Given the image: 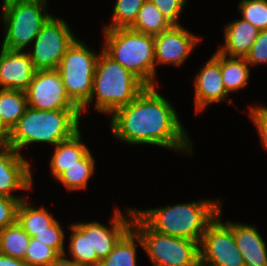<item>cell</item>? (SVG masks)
Listing matches in <instances>:
<instances>
[{
	"label": "cell",
	"instance_id": "1",
	"mask_svg": "<svg viewBox=\"0 0 267 266\" xmlns=\"http://www.w3.org/2000/svg\"><path fill=\"white\" fill-rule=\"evenodd\" d=\"M155 87L147 86L132 102L111 114V132L131 145H157L192 154V141L174 106Z\"/></svg>",
	"mask_w": 267,
	"mask_h": 266
},
{
	"label": "cell",
	"instance_id": "2",
	"mask_svg": "<svg viewBox=\"0 0 267 266\" xmlns=\"http://www.w3.org/2000/svg\"><path fill=\"white\" fill-rule=\"evenodd\" d=\"M221 199L179 203L162 208L135 210V213L160 234L200 243L208 225L218 216Z\"/></svg>",
	"mask_w": 267,
	"mask_h": 266
},
{
	"label": "cell",
	"instance_id": "3",
	"mask_svg": "<svg viewBox=\"0 0 267 266\" xmlns=\"http://www.w3.org/2000/svg\"><path fill=\"white\" fill-rule=\"evenodd\" d=\"M80 110H37L27 108L24 115L9 131L8 145L20 153L34 143H58L80 131Z\"/></svg>",
	"mask_w": 267,
	"mask_h": 266
},
{
	"label": "cell",
	"instance_id": "4",
	"mask_svg": "<svg viewBox=\"0 0 267 266\" xmlns=\"http://www.w3.org/2000/svg\"><path fill=\"white\" fill-rule=\"evenodd\" d=\"M146 87L102 50L95 67L90 99L80 108V112L83 114L95 99L96 110L111 115L116 109L132 102Z\"/></svg>",
	"mask_w": 267,
	"mask_h": 266
},
{
	"label": "cell",
	"instance_id": "5",
	"mask_svg": "<svg viewBox=\"0 0 267 266\" xmlns=\"http://www.w3.org/2000/svg\"><path fill=\"white\" fill-rule=\"evenodd\" d=\"M106 41L102 50L121 64L146 86H155V42L154 36L130 28L103 29Z\"/></svg>",
	"mask_w": 267,
	"mask_h": 266
},
{
	"label": "cell",
	"instance_id": "6",
	"mask_svg": "<svg viewBox=\"0 0 267 266\" xmlns=\"http://www.w3.org/2000/svg\"><path fill=\"white\" fill-rule=\"evenodd\" d=\"M46 5L47 0H3L1 17L5 36L1 47L23 51L33 43L52 16L46 11Z\"/></svg>",
	"mask_w": 267,
	"mask_h": 266
},
{
	"label": "cell",
	"instance_id": "7",
	"mask_svg": "<svg viewBox=\"0 0 267 266\" xmlns=\"http://www.w3.org/2000/svg\"><path fill=\"white\" fill-rule=\"evenodd\" d=\"M132 229L153 266H200L197 242L153 231L136 213Z\"/></svg>",
	"mask_w": 267,
	"mask_h": 266
},
{
	"label": "cell",
	"instance_id": "8",
	"mask_svg": "<svg viewBox=\"0 0 267 266\" xmlns=\"http://www.w3.org/2000/svg\"><path fill=\"white\" fill-rule=\"evenodd\" d=\"M98 57L95 51L77 38L56 69L67 96L79 109L90 99Z\"/></svg>",
	"mask_w": 267,
	"mask_h": 266
},
{
	"label": "cell",
	"instance_id": "9",
	"mask_svg": "<svg viewBox=\"0 0 267 266\" xmlns=\"http://www.w3.org/2000/svg\"><path fill=\"white\" fill-rule=\"evenodd\" d=\"M76 39L64 19L51 16L34 39L33 51L27 53L36 70H56Z\"/></svg>",
	"mask_w": 267,
	"mask_h": 266
},
{
	"label": "cell",
	"instance_id": "10",
	"mask_svg": "<svg viewBox=\"0 0 267 266\" xmlns=\"http://www.w3.org/2000/svg\"><path fill=\"white\" fill-rule=\"evenodd\" d=\"M218 216L208 225L199 243L200 266H245L232 229Z\"/></svg>",
	"mask_w": 267,
	"mask_h": 266
},
{
	"label": "cell",
	"instance_id": "11",
	"mask_svg": "<svg viewBox=\"0 0 267 266\" xmlns=\"http://www.w3.org/2000/svg\"><path fill=\"white\" fill-rule=\"evenodd\" d=\"M28 107L37 110H80L67 96L57 70H36L25 91Z\"/></svg>",
	"mask_w": 267,
	"mask_h": 266
},
{
	"label": "cell",
	"instance_id": "12",
	"mask_svg": "<svg viewBox=\"0 0 267 266\" xmlns=\"http://www.w3.org/2000/svg\"><path fill=\"white\" fill-rule=\"evenodd\" d=\"M200 39L182 25H173L168 30L154 36L155 68L158 64L182 65Z\"/></svg>",
	"mask_w": 267,
	"mask_h": 266
},
{
	"label": "cell",
	"instance_id": "13",
	"mask_svg": "<svg viewBox=\"0 0 267 266\" xmlns=\"http://www.w3.org/2000/svg\"><path fill=\"white\" fill-rule=\"evenodd\" d=\"M30 163L21 153L12 147L0 146V195L18 200L25 199L24 196H15V190L32 189V173Z\"/></svg>",
	"mask_w": 267,
	"mask_h": 266
},
{
	"label": "cell",
	"instance_id": "14",
	"mask_svg": "<svg viewBox=\"0 0 267 266\" xmlns=\"http://www.w3.org/2000/svg\"><path fill=\"white\" fill-rule=\"evenodd\" d=\"M194 104L196 114L207 106L221 101H227L229 95L222 82L220 53L216 51L204 64L194 78Z\"/></svg>",
	"mask_w": 267,
	"mask_h": 266
},
{
	"label": "cell",
	"instance_id": "15",
	"mask_svg": "<svg viewBox=\"0 0 267 266\" xmlns=\"http://www.w3.org/2000/svg\"><path fill=\"white\" fill-rule=\"evenodd\" d=\"M36 68L24 50L0 51V88L26 91L33 80Z\"/></svg>",
	"mask_w": 267,
	"mask_h": 266
},
{
	"label": "cell",
	"instance_id": "16",
	"mask_svg": "<svg viewBox=\"0 0 267 266\" xmlns=\"http://www.w3.org/2000/svg\"><path fill=\"white\" fill-rule=\"evenodd\" d=\"M127 210L125 216L116 208L113 218L109 220L111 227L107 228L97 221L91 222L92 254H97L99 261L105 259L118 241L132 228L135 209Z\"/></svg>",
	"mask_w": 267,
	"mask_h": 266
},
{
	"label": "cell",
	"instance_id": "17",
	"mask_svg": "<svg viewBox=\"0 0 267 266\" xmlns=\"http://www.w3.org/2000/svg\"><path fill=\"white\" fill-rule=\"evenodd\" d=\"M233 231L236 245L245 266H267V248L262 236L253 225L225 222Z\"/></svg>",
	"mask_w": 267,
	"mask_h": 266
},
{
	"label": "cell",
	"instance_id": "18",
	"mask_svg": "<svg viewBox=\"0 0 267 266\" xmlns=\"http://www.w3.org/2000/svg\"><path fill=\"white\" fill-rule=\"evenodd\" d=\"M260 30L242 18L225 26V44L217 51L227 57L245 58Z\"/></svg>",
	"mask_w": 267,
	"mask_h": 266
},
{
	"label": "cell",
	"instance_id": "19",
	"mask_svg": "<svg viewBox=\"0 0 267 266\" xmlns=\"http://www.w3.org/2000/svg\"><path fill=\"white\" fill-rule=\"evenodd\" d=\"M80 131L73 137L55 145L50 160L51 175L57 179L68 167L77 164L90 150L81 140Z\"/></svg>",
	"mask_w": 267,
	"mask_h": 266
},
{
	"label": "cell",
	"instance_id": "20",
	"mask_svg": "<svg viewBox=\"0 0 267 266\" xmlns=\"http://www.w3.org/2000/svg\"><path fill=\"white\" fill-rule=\"evenodd\" d=\"M69 227L71 259L83 266H98L97 254H92L91 222L72 223Z\"/></svg>",
	"mask_w": 267,
	"mask_h": 266
},
{
	"label": "cell",
	"instance_id": "21",
	"mask_svg": "<svg viewBox=\"0 0 267 266\" xmlns=\"http://www.w3.org/2000/svg\"><path fill=\"white\" fill-rule=\"evenodd\" d=\"M27 198L21 200L17 210V222L30 236L34 237L38 232L48 230L56 218H54L44 206L38 208L31 206Z\"/></svg>",
	"mask_w": 267,
	"mask_h": 266
},
{
	"label": "cell",
	"instance_id": "22",
	"mask_svg": "<svg viewBox=\"0 0 267 266\" xmlns=\"http://www.w3.org/2000/svg\"><path fill=\"white\" fill-rule=\"evenodd\" d=\"M249 66L245 58L227 57L220 53L222 82L228 94L247 86Z\"/></svg>",
	"mask_w": 267,
	"mask_h": 266
},
{
	"label": "cell",
	"instance_id": "23",
	"mask_svg": "<svg viewBox=\"0 0 267 266\" xmlns=\"http://www.w3.org/2000/svg\"><path fill=\"white\" fill-rule=\"evenodd\" d=\"M28 108L25 91L0 89V119L10 131Z\"/></svg>",
	"mask_w": 267,
	"mask_h": 266
},
{
	"label": "cell",
	"instance_id": "24",
	"mask_svg": "<svg viewBox=\"0 0 267 266\" xmlns=\"http://www.w3.org/2000/svg\"><path fill=\"white\" fill-rule=\"evenodd\" d=\"M172 26L159 9L152 2L146 0L130 29L146 35L157 36Z\"/></svg>",
	"mask_w": 267,
	"mask_h": 266
},
{
	"label": "cell",
	"instance_id": "25",
	"mask_svg": "<svg viewBox=\"0 0 267 266\" xmlns=\"http://www.w3.org/2000/svg\"><path fill=\"white\" fill-rule=\"evenodd\" d=\"M95 160L89 151L77 164L68 167L57 179L69 191L86 189L94 174Z\"/></svg>",
	"mask_w": 267,
	"mask_h": 266
},
{
	"label": "cell",
	"instance_id": "26",
	"mask_svg": "<svg viewBox=\"0 0 267 266\" xmlns=\"http://www.w3.org/2000/svg\"><path fill=\"white\" fill-rule=\"evenodd\" d=\"M31 237L18 222L0 232V253L24 260Z\"/></svg>",
	"mask_w": 267,
	"mask_h": 266
},
{
	"label": "cell",
	"instance_id": "27",
	"mask_svg": "<svg viewBox=\"0 0 267 266\" xmlns=\"http://www.w3.org/2000/svg\"><path fill=\"white\" fill-rule=\"evenodd\" d=\"M137 233L131 228L98 266H137Z\"/></svg>",
	"mask_w": 267,
	"mask_h": 266
},
{
	"label": "cell",
	"instance_id": "28",
	"mask_svg": "<svg viewBox=\"0 0 267 266\" xmlns=\"http://www.w3.org/2000/svg\"><path fill=\"white\" fill-rule=\"evenodd\" d=\"M146 0H116L111 25L103 29L130 28L135 22L138 12Z\"/></svg>",
	"mask_w": 267,
	"mask_h": 266
},
{
	"label": "cell",
	"instance_id": "29",
	"mask_svg": "<svg viewBox=\"0 0 267 266\" xmlns=\"http://www.w3.org/2000/svg\"><path fill=\"white\" fill-rule=\"evenodd\" d=\"M238 7L242 19L259 30L267 29V0H242Z\"/></svg>",
	"mask_w": 267,
	"mask_h": 266
},
{
	"label": "cell",
	"instance_id": "30",
	"mask_svg": "<svg viewBox=\"0 0 267 266\" xmlns=\"http://www.w3.org/2000/svg\"><path fill=\"white\" fill-rule=\"evenodd\" d=\"M58 256L54 249L31 237L24 261L29 266H50Z\"/></svg>",
	"mask_w": 267,
	"mask_h": 266
},
{
	"label": "cell",
	"instance_id": "31",
	"mask_svg": "<svg viewBox=\"0 0 267 266\" xmlns=\"http://www.w3.org/2000/svg\"><path fill=\"white\" fill-rule=\"evenodd\" d=\"M33 238L39 240L42 243H45L46 245L54 249L59 255L66 253V251L64 250L65 234L60 223L57 220H55L50 226H48V230L38 232Z\"/></svg>",
	"mask_w": 267,
	"mask_h": 266
},
{
	"label": "cell",
	"instance_id": "32",
	"mask_svg": "<svg viewBox=\"0 0 267 266\" xmlns=\"http://www.w3.org/2000/svg\"><path fill=\"white\" fill-rule=\"evenodd\" d=\"M21 201L0 195V232L17 222V210Z\"/></svg>",
	"mask_w": 267,
	"mask_h": 266
},
{
	"label": "cell",
	"instance_id": "33",
	"mask_svg": "<svg viewBox=\"0 0 267 266\" xmlns=\"http://www.w3.org/2000/svg\"><path fill=\"white\" fill-rule=\"evenodd\" d=\"M167 18L172 25L179 24V16L183 12L187 0H149Z\"/></svg>",
	"mask_w": 267,
	"mask_h": 266
},
{
	"label": "cell",
	"instance_id": "34",
	"mask_svg": "<svg viewBox=\"0 0 267 266\" xmlns=\"http://www.w3.org/2000/svg\"><path fill=\"white\" fill-rule=\"evenodd\" d=\"M249 65L267 64V29L260 30L257 39L245 56Z\"/></svg>",
	"mask_w": 267,
	"mask_h": 266
},
{
	"label": "cell",
	"instance_id": "35",
	"mask_svg": "<svg viewBox=\"0 0 267 266\" xmlns=\"http://www.w3.org/2000/svg\"><path fill=\"white\" fill-rule=\"evenodd\" d=\"M250 107L249 115L260 136V142L267 150V107Z\"/></svg>",
	"mask_w": 267,
	"mask_h": 266
},
{
	"label": "cell",
	"instance_id": "36",
	"mask_svg": "<svg viewBox=\"0 0 267 266\" xmlns=\"http://www.w3.org/2000/svg\"><path fill=\"white\" fill-rule=\"evenodd\" d=\"M0 266H29L24 260L15 259L0 253Z\"/></svg>",
	"mask_w": 267,
	"mask_h": 266
},
{
	"label": "cell",
	"instance_id": "37",
	"mask_svg": "<svg viewBox=\"0 0 267 266\" xmlns=\"http://www.w3.org/2000/svg\"><path fill=\"white\" fill-rule=\"evenodd\" d=\"M50 266H83L78 263H76L72 259L66 258L65 254H60L52 263Z\"/></svg>",
	"mask_w": 267,
	"mask_h": 266
},
{
	"label": "cell",
	"instance_id": "38",
	"mask_svg": "<svg viewBox=\"0 0 267 266\" xmlns=\"http://www.w3.org/2000/svg\"><path fill=\"white\" fill-rule=\"evenodd\" d=\"M9 130L4 126L0 119V146H8Z\"/></svg>",
	"mask_w": 267,
	"mask_h": 266
}]
</instances>
